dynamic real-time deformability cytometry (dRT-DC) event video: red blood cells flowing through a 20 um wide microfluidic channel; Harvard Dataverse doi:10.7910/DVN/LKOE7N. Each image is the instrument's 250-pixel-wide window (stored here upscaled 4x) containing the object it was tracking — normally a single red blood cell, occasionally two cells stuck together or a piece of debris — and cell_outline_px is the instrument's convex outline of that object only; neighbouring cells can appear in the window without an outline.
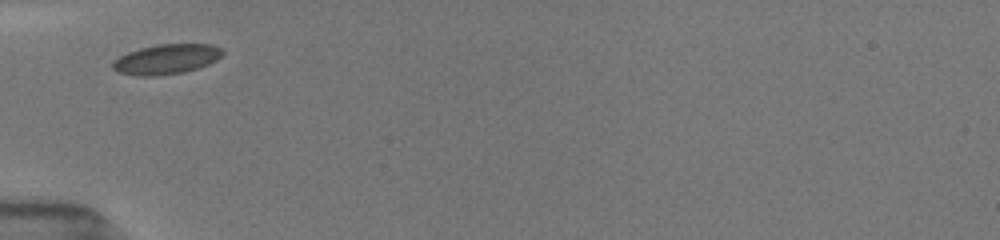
{"species": "common noctule bat (a hibernating species)", "species_latin": "Nyctalus noctula", "temperature_condition": "room temperature", "stored_images_in_passage": 27, "camera_frame_rate_fps": 3000, "um_per_image_px": 0.085, "animal": {"sex": "female", "body_mass_g": 19.5, "forearm_length_mm": 54.1}, "frame": {"image": 1, "passage_image": 1, "time_ms": 0.0, "image_size_px": [1000, 240], "cell_outline_px": [[224, 52], [216, 60], [208, 64], [184, 72], [156, 76], [136, 76], [116, 72], [112, 68], [112, 60], [128, 52], [140, 48], [156, 44], [212, 44], [220, 48]], "centroid_in_image_um": [14.09, 5.03], "position_along_channel_um": 70.9, "area_um2": 19.25}}
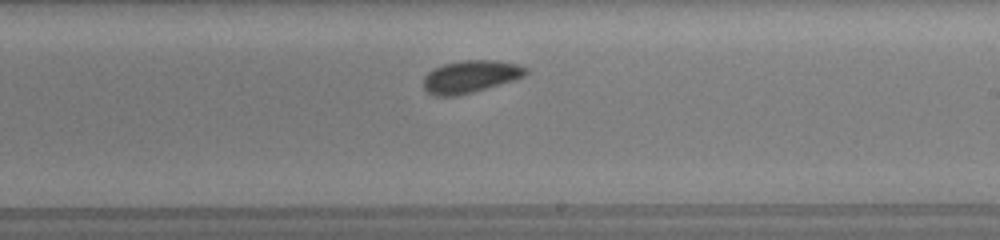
{"frame": {"image": 2, "passage_image": 18, "time_ms": 4.667, "image_size_px": [1000, 240], "cell_outline_px": [[528, 72], [524, 76], [516, 80], [460, 96], [432, 96], [424, 88], [424, 76], [428, 72], [444, 64], [460, 60], [496, 60], [520, 64], [528, 68]], "centroid_in_image_um": [40.03, 6.52], "position_along_channel_um": 249.0, "area_um2": 19.65}}
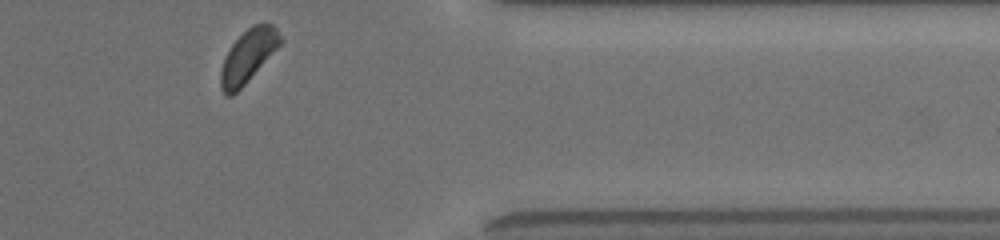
{"frame": {"image": 3, "passage_image": 27, "time_ms": 8.667, "image_size_px": [1000, 240], "cell_outline_px": [[280, 44], [248, 80], [232, 96], [224, 96], [220, 88], [220, 72], [224, 60], [232, 44], [252, 24], [272, 24], [276, 28], [280, 36]], "centroid_in_image_um": [21.04, 4.79], "position_along_channel_um": 390.4, "area_um2": 17.74}, "authors_computed_cell_mechanics": {"area_um2": 19.3052, "velocity_mm_per_s": 3.854, "shape_relaxation_time_tau1_ms": null, "shape_relaxation_time_tau2_ms": 2.6976, "deformation_change_tau1": null, "deformation_change_tau2": 0.0644}}